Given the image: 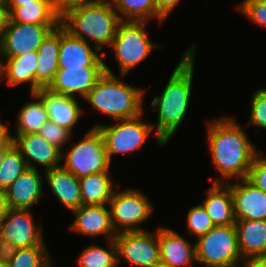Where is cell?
Here are the masks:
<instances>
[{
	"mask_svg": "<svg viewBox=\"0 0 266 267\" xmlns=\"http://www.w3.org/2000/svg\"><path fill=\"white\" fill-rule=\"evenodd\" d=\"M207 135L212 164L221 175L213 183L247 178L254 157L260 151L253 146L240 124L231 117L216 118L208 122Z\"/></svg>",
	"mask_w": 266,
	"mask_h": 267,
	"instance_id": "obj_1",
	"label": "cell"
},
{
	"mask_svg": "<svg viewBox=\"0 0 266 267\" xmlns=\"http://www.w3.org/2000/svg\"><path fill=\"white\" fill-rule=\"evenodd\" d=\"M193 44L187 49L174 68L161 95L154 97L151 105L157 108V123L154 137L160 146L167 144L175 134L188 112L195 66Z\"/></svg>",
	"mask_w": 266,
	"mask_h": 267,
	"instance_id": "obj_2",
	"label": "cell"
},
{
	"mask_svg": "<svg viewBox=\"0 0 266 267\" xmlns=\"http://www.w3.org/2000/svg\"><path fill=\"white\" fill-rule=\"evenodd\" d=\"M143 96L144 90L126 84L105 62V73L84 100H87L97 112L115 120H122L144 114Z\"/></svg>",
	"mask_w": 266,
	"mask_h": 267,
	"instance_id": "obj_3",
	"label": "cell"
},
{
	"mask_svg": "<svg viewBox=\"0 0 266 267\" xmlns=\"http://www.w3.org/2000/svg\"><path fill=\"white\" fill-rule=\"evenodd\" d=\"M120 21L110 0H90L63 17L61 25L75 37L95 41V48L101 52L104 46H111Z\"/></svg>",
	"mask_w": 266,
	"mask_h": 267,
	"instance_id": "obj_4",
	"label": "cell"
},
{
	"mask_svg": "<svg viewBox=\"0 0 266 267\" xmlns=\"http://www.w3.org/2000/svg\"><path fill=\"white\" fill-rule=\"evenodd\" d=\"M147 21L121 20L110 47H113L121 77L144 61L159 45L148 37L144 27Z\"/></svg>",
	"mask_w": 266,
	"mask_h": 267,
	"instance_id": "obj_5",
	"label": "cell"
},
{
	"mask_svg": "<svg viewBox=\"0 0 266 267\" xmlns=\"http://www.w3.org/2000/svg\"><path fill=\"white\" fill-rule=\"evenodd\" d=\"M71 146L68 152L62 151L61 158L65 160L62 166L78 179L93 173L110 172L111 162L97 127L89 129L83 139Z\"/></svg>",
	"mask_w": 266,
	"mask_h": 267,
	"instance_id": "obj_6",
	"label": "cell"
},
{
	"mask_svg": "<svg viewBox=\"0 0 266 267\" xmlns=\"http://www.w3.org/2000/svg\"><path fill=\"white\" fill-rule=\"evenodd\" d=\"M196 261L208 267H228L244 262L235 225L215 226L196 241Z\"/></svg>",
	"mask_w": 266,
	"mask_h": 267,
	"instance_id": "obj_7",
	"label": "cell"
},
{
	"mask_svg": "<svg viewBox=\"0 0 266 267\" xmlns=\"http://www.w3.org/2000/svg\"><path fill=\"white\" fill-rule=\"evenodd\" d=\"M114 190L108 208L115 233L126 231H145L142 222L152 215L151 201L137 189ZM143 228V229H142Z\"/></svg>",
	"mask_w": 266,
	"mask_h": 267,
	"instance_id": "obj_8",
	"label": "cell"
},
{
	"mask_svg": "<svg viewBox=\"0 0 266 267\" xmlns=\"http://www.w3.org/2000/svg\"><path fill=\"white\" fill-rule=\"evenodd\" d=\"M142 115L131 119L116 120V124H95L103 136L105 149L111 162L117 154H133L141 149L154 127L152 123L141 121Z\"/></svg>",
	"mask_w": 266,
	"mask_h": 267,
	"instance_id": "obj_9",
	"label": "cell"
},
{
	"mask_svg": "<svg viewBox=\"0 0 266 267\" xmlns=\"http://www.w3.org/2000/svg\"><path fill=\"white\" fill-rule=\"evenodd\" d=\"M118 265L120 259L135 267H152L159 264V228L155 233L145 231H126L116 233Z\"/></svg>",
	"mask_w": 266,
	"mask_h": 267,
	"instance_id": "obj_10",
	"label": "cell"
},
{
	"mask_svg": "<svg viewBox=\"0 0 266 267\" xmlns=\"http://www.w3.org/2000/svg\"><path fill=\"white\" fill-rule=\"evenodd\" d=\"M58 26L17 23L10 20L0 41V61L37 51L48 34Z\"/></svg>",
	"mask_w": 266,
	"mask_h": 267,
	"instance_id": "obj_11",
	"label": "cell"
},
{
	"mask_svg": "<svg viewBox=\"0 0 266 267\" xmlns=\"http://www.w3.org/2000/svg\"><path fill=\"white\" fill-rule=\"evenodd\" d=\"M42 227L34 222L30 209L8 208L0 224V238L18 248L45 245Z\"/></svg>",
	"mask_w": 266,
	"mask_h": 267,
	"instance_id": "obj_12",
	"label": "cell"
},
{
	"mask_svg": "<svg viewBox=\"0 0 266 267\" xmlns=\"http://www.w3.org/2000/svg\"><path fill=\"white\" fill-rule=\"evenodd\" d=\"M105 73V67H59L48 89L56 94L84 99Z\"/></svg>",
	"mask_w": 266,
	"mask_h": 267,
	"instance_id": "obj_13",
	"label": "cell"
},
{
	"mask_svg": "<svg viewBox=\"0 0 266 267\" xmlns=\"http://www.w3.org/2000/svg\"><path fill=\"white\" fill-rule=\"evenodd\" d=\"M233 197L235 220H266V193L248 178L228 182Z\"/></svg>",
	"mask_w": 266,
	"mask_h": 267,
	"instance_id": "obj_14",
	"label": "cell"
},
{
	"mask_svg": "<svg viewBox=\"0 0 266 267\" xmlns=\"http://www.w3.org/2000/svg\"><path fill=\"white\" fill-rule=\"evenodd\" d=\"M104 55H99V50L89 42L73 36L60 24L59 67H105Z\"/></svg>",
	"mask_w": 266,
	"mask_h": 267,
	"instance_id": "obj_15",
	"label": "cell"
},
{
	"mask_svg": "<svg viewBox=\"0 0 266 267\" xmlns=\"http://www.w3.org/2000/svg\"><path fill=\"white\" fill-rule=\"evenodd\" d=\"M15 147L20 151L28 168L38 169L34 163L41 165L45 171L60 166L62 152L39 133L12 136ZM33 162V163H32Z\"/></svg>",
	"mask_w": 266,
	"mask_h": 267,
	"instance_id": "obj_16",
	"label": "cell"
},
{
	"mask_svg": "<svg viewBox=\"0 0 266 267\" xmlns=\"http://www.w3.org/2000/svg\"><path fill=\"white\" fill-rule=\"evenodd\" d=\"M75 220L69 229L91 237L106 235L107 240L116 236L111 224L110 208L106 205H81L72 211Z\"/></svg>",
	"mask_w": 266,
	"mask_h": 267,
	"instance_id": "obj_17",
	"label": "cell"
},
{
	"mask_svg": "<svg viewBox=\"0 0 266 267\" xmlns=\"http://www.w3.org/2000/svg\"><path fill=\"white\" fill-rule=\"evenodd\" d=\"M161 263L170 267L192 266L196 261V243L190 244L178 232L167 227H159Z\"/></svg>",
	"mask_w": 266,
	"mask_h": 267,
	"instance_id": "obj_18",
	"label": "cell"
},
{
	"mask_svg": "<svg viewBox=\"0 0 266 267\" xmlns=\"http://www.w3.org/2000/svg\"><path fill=\"white\" fill-rule=\"evenodd\" d=\"M37 169L28 168L6 190L8 208L32 209L41 200L43 180Z\"/></svg>",
	"mask_w": 266,
	"mask_h": 267,
	"instance_id": "obj_19",
	"label": "cell"
},
{
	"mask_svg": "<svg viewBox=\"0 0 266 267\" xmlns=\"http://www.w3.org/2000/svg\"><path fill=\"white\" fill-rule=\"evenodd\" d=\"M36 94L43 100L49 120L72 133L82 114L76 97L56 94L48 88H41Z\"/></svg>",
	"mask_w": 266,
	"mask_h": 267,
	"instance_id": "obj_20",
	"label": "cell"
},
{
	"mask_svg": "<svg viewBox=\"0 0 266 267\" xmlns=\"http://www.w3.org/2000/svg\"><path fill=\"white\" fill-rule=\"evenodd\" d=\"M60 25L53 29L37 50L38 60L35 72V93L48 88L59 69Z\"/></svg>",
	"mask_w": 266,
	"mask_h": 267,
	"instance_id": "obj_21",
	"label": "cell"
},
{
	"mask_svg": "<svg viewBox=\"0 0 266 267\" xmlns=\"http://www.w3.org/2000/svg\"><path fill=\"white\" fill-rule=\"evenodd\" d=\"M52 192L70 211L82 205L79 179L62 165L44 171Z\"/></svg>",
	"mask_w": 266,
	"mask_h": 267,
	"instance_id": "obj_22",
	"label": "cell"
},
{
	"mask_svg": "<svg viewBox=\"0 0 266 267\" xmlns=\"http://www.w3.org/2000/svg\"><path fill=\"white\" fill-rule=\"evenodd\" d=\"M203 207L215 226L235 225L233 197L228 183H213L206 191Z\"/></svg>",
	"mask_w": 266,
	"mask_h": 267,
	"instance_id": "obj_23",
	"label": "cell"
},
{
	"mask_svg": "<svg viewBox=\"0 0 266 267\" xmlns=\"http://www.w3.org/2000/svg\"><path fill=\"white\" fill-rule=\"evenodd\" d=\"M238 248L244 261L266 256V220H236Z\"/></svg>",
	"mask_w": 266,
	"mask_h": 267,
	"instance_id": "obj_24",
	"label": "cell"
},
{
	"mask_svg": "<svg viewBox=\"0 0 266 267\" xmlns=\"http://www.w3.org/2000/svg\"><path fill=\"white\" fill-rule=\"evenodd\" d=\"M4 60L5 61H0L1 82L2 79H5L7 85L10 86L30 83V93H35V72L38 60L37 51Z\"/></svg>",
	"mask_w": 266,
	"mask_h": 267,
	"instance_id": "obj_25",
	"label": "cell"
},
{
	"mask_svg": "<svg viewBox=\"0 0 266 267\" xmlns=\"http://www.w3.org/2000/svg\"><path fill=\"white\" fill-rule=\"evenodd\" d=\"M110 172L79 178L82 205H108L115 190Z\"/></svg>",
	"mask_w": 266,
	"mask_h": 267,
	"instance_id": "obj_26",
	"label": "cell"
},
{
	"mask_svg": "<svg viewBox=\"0 0 266 267\" xmlns=\"http://www.w3.org/2000/svg\"><path fill=\"white\" fill-rule=\"evenodd\" d=\"M10 20L17 23L42 25H60L61 19L56 15L50 0H36L23 6H6Z\"/></svg>",
	"mask_w": 266,
	"mask_h": 267,
	"instance_id": "obj_27",
	"label": "cell"
},
{
	"mask_svg": "<svg viewBox=\"0 0 266 267\" xmlns=\"http://www.w3.org/2000/svg\"><path fill=\"white\" fill-rule=\"evenodd\" d=\"M30 95L37 100L20 108L15 136L38 133L40 128L49 120L43 100L36 93Z\"/></svg>",
	"mask_w": 266,
	"mask_h": 267,
	"instance_id": "obj_28",
	"label": "cell"
},
{
	"mask_svg": "<svg viewBox=\"0 0 266 267\" xmlns=\"http://www.w3.org/2000/svg\"><path fill=\"white\" fill-rule=\"evenodd\" d=\"M108 248L92 245L83 249L78 256L79 267H116L118 265L117 246L114 239L107 240Z\"/></svg>",
	"mask_w": 266,
	"mask_h": 267,
	"instance_id": "obj_29",
	"label": "cell"
},
{
	"mask_svg": "<svg viewBox=\"0 0 266 267\" xmlns=\"http://www.w3.org/2000/svg\"><path fill=\"white\" fill-rule=\"evenodd\" d=\"M121 20L151 21L155 18V0H110Z\"/></svg>",
	"mask_w": 266,
	"mask_h": 267,
	"instance_id": "obj_30",
	"label": "cell"
},
{
	"mask_svg": "<svg viewBox=\"0 0 266 267\" xmlns=\"http://www.w3.org/2000/svg\"><path fill=\"white\" fill-rule=\"evenodd\" d=\"M9 267H52L53 262L46 245L19 248Z\"/></svg>",
	"mask_w": 266,
	"mask_h": 267,
	"instance_id": "obj_31",
	"label": "cell"
},
{
	"mask_svg": "<svg viewBox=\"0 0 266 267\" xmlns=\"http://www.w3.org/2000/svg\"><path fill=\"white\" fill-rule=\"evenodd\" d=\"M27 169L25 159L14 145L0 165V190L5 191Z\"/></svg>",
	"mask_w": 266,
	"mask_h": 267,
	"instance_id": "obj_32",
	"label": "cell"
},
{
	"mask_svg": "<svg viewBox=\"0 0 266 267\" xmlns=\"http://www.w3.org/2000/svg\"><path fill=\"white\" fill-rule=\"evenodd\" d=\"M186 223L189 235L197 236V238L208 233L215 227L212 219L208 216L207 211L202 204L190 208L187 214Z\"/></svg>",
	"mask_w": 266,
	"mask_h": 267,
	"instance_id": "obj_33",
	"label": "cell"
},
{
	"mask_svg": "<svg viewBox=\"0 0 266 267\" xmlns=\"http://www.w3.org/2000/svg\"><path fill=\"white\" fill-rule=\"evenodd\" d=\"M251 112L250 119L248 121L249 125H255L258 128L266 129V88L262 87L257 89L254 94H252L251 101Z\"/></svg>",
	"mask_w": 266,
	"mask_h": 267,
	"instance_id": "obj_34",
	"label": "cell"
},
{
	"mask_svg": "<svg viewBox=\"0 0 266 267\" xmlns=\"http://www.w3.org/2000/svg\"><path fill=\"white\" fill-rule=\"evenodd\" d=\"M41 137L48 141L53 146L57 147L61 152L64 150V144L72 137V133L56 123L48 120L38 132Z\"/></svg>",
	"mask_w": 266,
	"mask_h": 267,
	"instance_id": "obj_35",
	"label": "cell"
},
{
	"mask_svg": "<svg viewBox=\"0 0 266 267\" xmlns=\"http://www.w3.org/2000/svg\"><path fill=\"white\" fill-rule=\"evenodd\" d=\"M237 6L254 24L266 27V0H244Z\"/></svg>",
	"mask_w": 266,
	"mask_h": 267,
	"instance_id": "obj_36",
	"label": "cell"
},
{
	"mask_svg": "<svg viewBox=\"0 0 266 267\" xmlns=\"http://www.w3.org/2000/svg\"><path fill=\"white\" fill-rule=\"evenodd\" d=\"M247 178L266 193V157L261 151L254 157Z\"/></svg>",
	"mask_w": 266,
	"mask_h": 267,
	"instance_id": "obj_37",
	"label": "cell"
},
{
	"mask_svg": "<svg viewBox=\"0 0 266 267\" xmlns=\"http://www.w3.org/2000/svg\"><path fill=\"white\" fill-rule=\"evenodd\" d=\"M53 11L62 19L70 11L81 7L88 3L90 0H50Z\"/></svg>",
	"mask_w": 266,
	"mask_h": 267,
	"instance_id": "obj_38",
	"label": "cell"
},
{
	"mask_svg": "<svg viewBox=\"0 0 266 267\" xmlns=\"http://www.w3.org/2000/svg\"><path fill=\"white\" fill-rule=\"evenodd\" d=\"M181 0H155V19L162 24Z\"/></svg>",
	"mask_w": 266,
	"mask_h": 267,
	"instance_id": "obj_39",
	"label": "cell"
},
{
	"mask_svg": "<svg viewBox=\"0 0 266 267\" xmlns=\"http://www.w3.org/2000/svg\"><path fill=\"white\" fill-rule=\"evenodd\" d=\"M18 249L11 242L0 238V261L9 263L15 257Z\"/></svg>",
	"mask_w": 266,
	"mask_h": 267,
	"instance_id": "obj_40",
	"label": "cell"
},
{
	"mask_svg": "<svg viewBox=\"0 0 266 267\" xmlns=\"http://www.w3.org/2000/svg\"><path fill=\"white\" fill-rule=\"evenodd\" d=\"M10 21V13L7 8H0V41L5 35L8 23Z\"/></svg>",
	"mask_w": 266,
	"mask_h": 267,
	"instance_id": "obj_41",
	"label": "cell"
},
{
	"mask_svg": "<svg viewBox=\"0 0 266 267\" xmlns=\"http://www.w3.org/2000/svg\"><path fill=\"white\" fill-rule=\"evenodd\" d=\"M14 146V140L11 135L5 140L0 142V165L4 160L7 152Z\"/></svg>",
	"mask_w": 266,
	"mask_h": 267,
	"instance_id": "obj_42",
	"label": "cell"
},
{
	"mask_svg": "<svg viewBox=\"0 0 266 267\" xmlns=\"http://www.w3.org/2000/svg\"><path fill=\"white\" fill-rule=\"evenodd\" d=\"M7 210H8V205H7L5 191L0 190V224L4 220Z\"/></svg>",
	"mask_w": 266,
	"mask_h": 267,
	"instance_id": "obj_43",
	"label": "cell"
},
{
	"mask_svg": "<svg viewBox=\"0 0 266 267\" xmlns=\"http://www.w3.org/2000/svg\"><path fill=\"white\" fill-rule=\"evenodd\" d=\"M250 267H266V256L254 257L247 260Z\"/></svg>",
	"mask_w": 266,
	"mask_h": 267,
	"instance_id": "obj_44",
	"label": "cell"
},
{
	"mask_svg": "<svg viewBox=\"0 0 266 267\" xmlns=\"http://www.w3.org/2000/svg\"><path fill=\"white\" fill-rule=\"evenodd\" d=\"M7 124L1 123L0 120V142L5 141L11 134Z\"/></svg>",
	"mask_w": 266,
	"mask_h": 267,
	"instance_id": "obj_45",
	"label": "cell"
},
{
	"mask_svg": "<svg viewBox=\"0 0 266 267\" xmlns=\"http://www.w3.org/2000/svg\"><path fill=\"white\" fill-rule=\"evenodd\" d=\"M36 0H7L6 6H23L24 4L34 3Z\"/></svg>",
	"mask_w": 266,
	"mask_h": 267,
	"instance_id": "obj_46",
	"label": "cell"
},
{
	"mask_svg": "<svg viewBox=\"0 0 266 267\" xmlns=\"http://www.w3.org/2000/svg\"><path fill=\"white\" fill-rule=\"evenodd\" d=\"M228 267H240V266H239V264H236V265L228 266ZM242 267H250V266L248 265L247 261H244V262L242 263Z\"/></svg>",
	"mask_w": 266,
	"mask_h": 267,
	"instance_id": "obj_47",
	"label": "cell"
},
{
	"mask_svg": "<svg viewBox=\"0 0 266 267\" xmlns=\"http://www.w3.org/2000/svg\"><path fill=\"white\" fill-rule=\"evenodd\" d=\"M7 0H0V8H6Z\"/></svg>",
	"mask_w": 266,
	"mask_h": 267,
	"instance_id": "obj_48",
	"label": "cell"
},
{
	"mask_svg": "<svg viewBox=\"0 0 266 267\" xmlns=\"http://www.w3.org/2000/svg\"><path fill=\"white\" fill-rule=\"evenodd\" d=\"M152 267H170V266L160 262L159 264L153 265Z\"/></svg>",
	"mask_w": 266,
	"mask_h": 267,
	"instance_id": "obj_49",
	"label": "cell"
},
{
	"mask_svg": "<svg viewBox=\"0 0 266 267\" xmlns=\"http://www.w3.org/2000/svg\"><path fill=\"white\" fill-rule=\"evenodd\" d=\"M0 267H9V264L3 261H0Z\"/></svg>",
	"mask_w": 266,
	"mask_h": 267,
	"instance_id": "obj_50",
	"label": "cell"
}]
</instances>
